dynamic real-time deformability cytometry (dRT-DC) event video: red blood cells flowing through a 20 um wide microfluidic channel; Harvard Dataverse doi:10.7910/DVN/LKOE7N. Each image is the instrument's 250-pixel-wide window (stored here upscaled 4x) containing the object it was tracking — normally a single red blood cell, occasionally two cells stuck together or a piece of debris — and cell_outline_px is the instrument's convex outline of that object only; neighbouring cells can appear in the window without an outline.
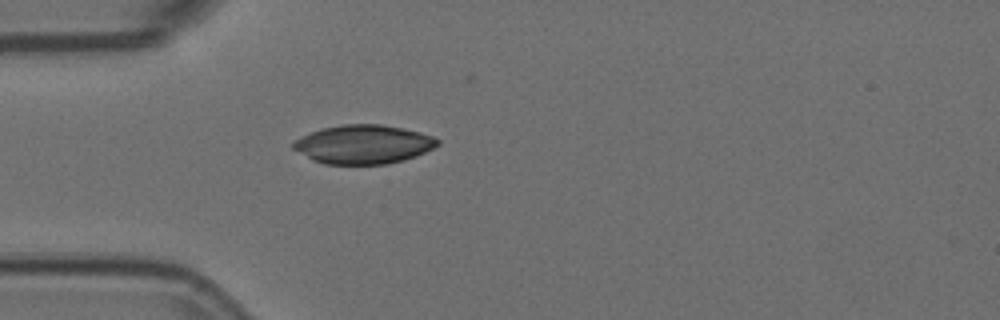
{"species": "Egyptian fruit bat (a non-hibernating species)", "species_latin": "Rousettus aegyptiacus", "temperature_condition": "room temperature", "stored_images_in_passage": 1, "camera_frame_rate_fps": 3000, "um_per_image_px": 0.085, "animal": {"sex": "female"}, "frame": {"image": 1, "passage_image": 1, "time_ms": 0.0, "image_size_px": [1000, 320], "cell_outline_px": [[440, 144], [416, 156], [404, 160], [388, 164], [324, 164], [312, 160], [292, 148], [292, 144], [300, 136], [320, 128], [344, 124], [380, 124], [420, 132], [432, 136], [440, 140]], "centroid_in_image_um": [30.87, 12.27], "position_along_channel_um": 54.1, "area_um2": 32.71}}